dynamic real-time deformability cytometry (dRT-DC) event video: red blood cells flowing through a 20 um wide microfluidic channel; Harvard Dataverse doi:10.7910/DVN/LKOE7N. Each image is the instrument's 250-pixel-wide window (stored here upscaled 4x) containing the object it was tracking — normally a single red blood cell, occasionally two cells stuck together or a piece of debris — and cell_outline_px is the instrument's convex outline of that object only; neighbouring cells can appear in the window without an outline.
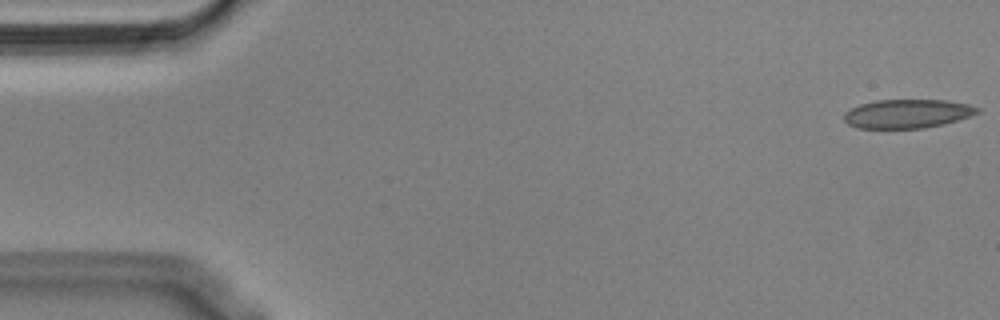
{"species": "Egyptian fruit bat (a non-hibernating species)", "species_latin": "Rousettus aegyptiacus", "temperature_condition": "cold", "stored_images_in_passage": 54, "camera_frame_rate_fps": 3000, "um_per_image_px": 0.085, "animal": {"sex": "male"}, "frame": {"image": 1, "passage_image": 1, "time_ms": 0.0, "image_size_px": [1000, 320], "cell_outline_px": [[980, 112], [944, 124], [924, 128], [856, 128], [848, 124], [844, 120], [844, 112], [860, 104], [876, 100], [944, 100], [968, 104], [980, 108]], "centroid_in_image_um": [77.1, 9.66], "position_along_channel_um": 7.9, "area_um2": 22.31}}
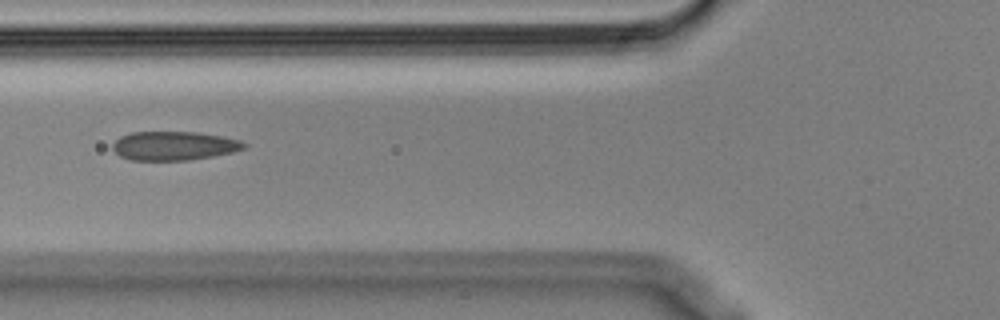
{"frame": {"image": 2, "passage_image": 20, "time_ms": 6.333, "image_size_px": [1000, 320], "cell_outline_px": [[248, 144], [244, 148], [232, 152], [212, 156], [188, 160], [132, 160], [120, 156], [112, 148], [112, 144], [120, 136], [132, 132], [196, 132], [220, 136], [240, 140]], "centroid_in_image_um": [14.77, 12.39], "position_along_channel_um": 111.0, "area_um2": 21.96}}
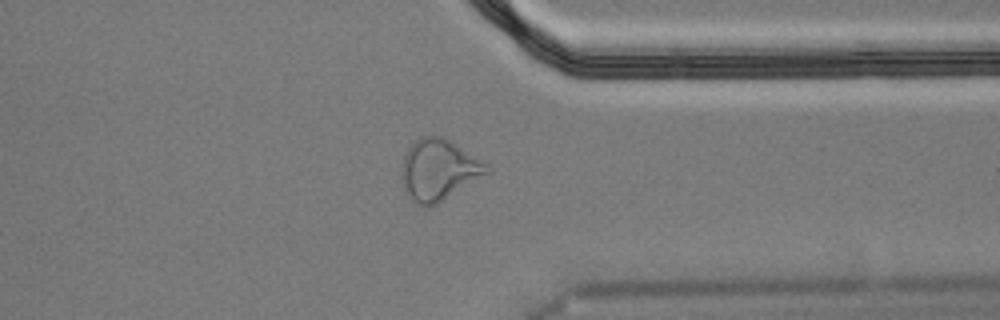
{"frame": {"image": 3, "passage_image": 42, "time_ms": 13.667, "image_size_px": [1000, 320], "cell_outline_px": [[492, 172], [436, 204], [424, 208], [416, 204], [408, 196], [404, 188], [400, 176], [404, 156], [408, 148], [420, 136], [444, 136], [452, 140], [488, 164], [492, 168]], "centroid_in_image_um": [37.32, 14.43], "position_along_channel_um": 374.1, "area_um2": 30.81}, "authors_computed_cell_mechanics": {"area_um2": 22.8599, "velocity_mm_per_s": 3.6392, "shape_relaxation_time_tau1_ms": null, "shape_relaxation_time_tau2_ms": 2.3281, "deformation_change_tau1": null, "deformation_change_tau2": 0.096}}